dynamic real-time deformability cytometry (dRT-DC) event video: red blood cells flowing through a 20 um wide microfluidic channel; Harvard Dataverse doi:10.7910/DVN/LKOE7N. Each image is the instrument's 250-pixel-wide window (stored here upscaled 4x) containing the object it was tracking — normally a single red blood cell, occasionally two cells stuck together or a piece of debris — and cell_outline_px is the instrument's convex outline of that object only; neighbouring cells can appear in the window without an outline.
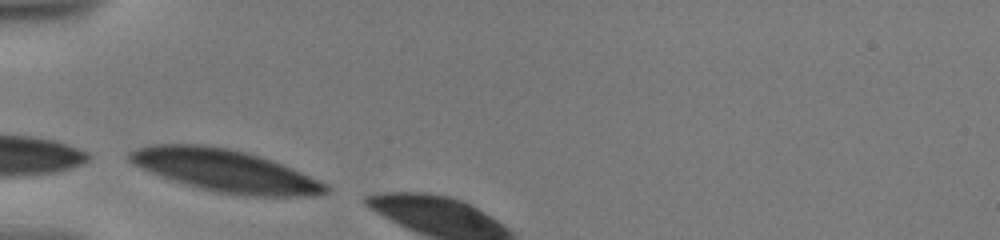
{"species": "human", "species_latin": "Homo sapiens", "temperature_condition": "warm", "stored_images_in_passage": 4, "camera_frame_rate_fps": 3000, "um_per_image_px": 0.085, "donor": {"sex": "male"}, "frame": {"image": 1, "passage_image": 1, "time_ms": 0.0, "image_size_px": [1000, 240], "cell_outline_px": [[332, 188], [324, 196], [252, 196], [216, 192], [200, 188], [172, 180], [160, 176], [140, 168], [132, 164], [128, 160], [128, 152], [136, 148], [152, 144], [196, 144], [228, 148], [248, 152], [272, 160], [292, 168], [328, 184]], "centroid_in_image_um": [19.17, 14.51], "position_along_channel_um": 65.8, "area_um2": 48.61}}